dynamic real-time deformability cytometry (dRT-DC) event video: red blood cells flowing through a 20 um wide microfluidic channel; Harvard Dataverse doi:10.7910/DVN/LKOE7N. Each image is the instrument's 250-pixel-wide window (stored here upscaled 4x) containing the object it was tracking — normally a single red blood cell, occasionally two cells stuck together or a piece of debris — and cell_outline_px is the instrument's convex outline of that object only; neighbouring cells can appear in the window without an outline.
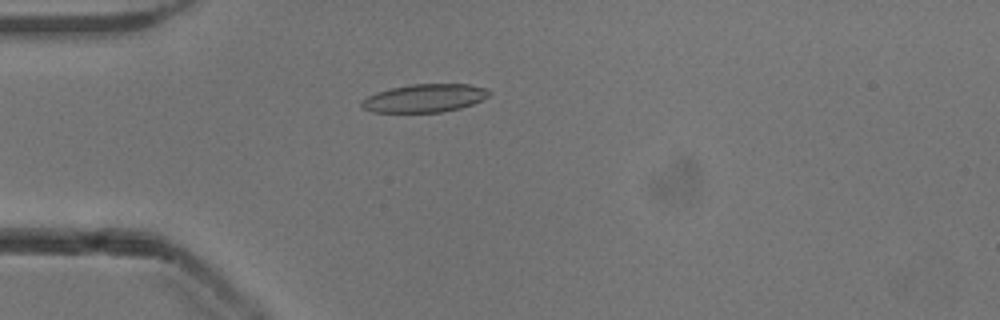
{"species": "common noctule bat (a hibernating species)", "species_latin": "Nyctalus noctula", "temperature_condition": "cold", "stored_images_in_passage": 53, "camera_frame_rate_fps": 3000, "um_per_image_px": 0.085, "animal": {"sex": "male", "body_mass_g": 13.3}, "frame": {"image": 1, "passage_image": 15, "time_ms": 4.667, "image_size_px": [1000, 320], "cell_outline_px": [[492, 92], [488, 96], [472, 104], [460, 108], [440, 112], [372, 112], [364, 108], [360, 104], [360, 100], [376, 92], [392, 88], [412, 84], [468, 84], [484, 88]], "centroid_in_image_um": [36.07, 8.34], "position_along_channel_um": 48.9, "area_um2": 20.75}}
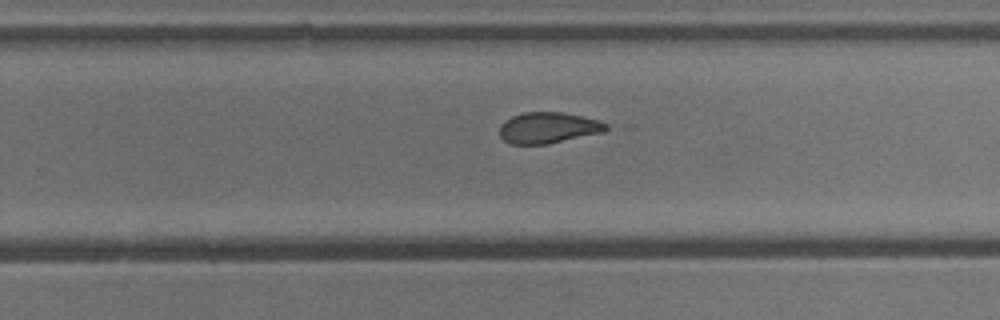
{"frame": {"image": 2, "passage_image": 34, "time_ms": 11.0, "image_size_px": [1000, 320], "cell_outline_px": [[612, 128], [604, 132], [548, 144], [512, 144], [504, 140], [500, 136], [500, 124], [504, 120], [512, 116], [524, 112], [564, 112], [600, 120], [608, 124]], "centroid_in_image_um": [46.64, 10.85], "position_along_channel_um": 283.2, "area_um2": 19.54}}
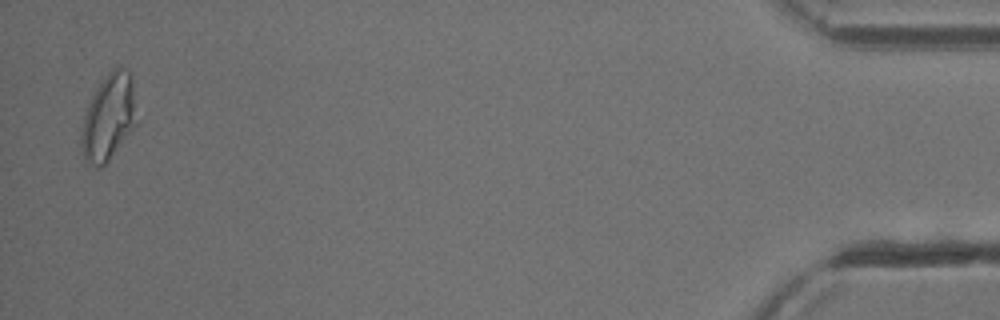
{"frame": {"image": 3, "passage_image": 52, "time_ms": 17.0, "image_size_px": [1000, 320], "cell_outline_px": [[136, 124], [108, 160], [100, 168], [96, 168], [84, 160], [80, 144], [80, 132], [84, 116], [88, 104], [96, 88], [104, 76], [112, 68], [120, 64], [128, 68], [132, 72]], "centroid_in_image_um": [9.21, 9.91], "position_along_channel_um": 426.0, "area_um2": 27.98}, "authors_computed_cell_mechanics": {"area_um2": 21.097, "velocity_mm_per_s": 3.917, "shape_relaxation_time_tau1_ms": null, "shape_relaxation_time_tau2_ms": 1.3682, "deformation_change_tau1": null, "deformation_change_tau2": 0.0949}}